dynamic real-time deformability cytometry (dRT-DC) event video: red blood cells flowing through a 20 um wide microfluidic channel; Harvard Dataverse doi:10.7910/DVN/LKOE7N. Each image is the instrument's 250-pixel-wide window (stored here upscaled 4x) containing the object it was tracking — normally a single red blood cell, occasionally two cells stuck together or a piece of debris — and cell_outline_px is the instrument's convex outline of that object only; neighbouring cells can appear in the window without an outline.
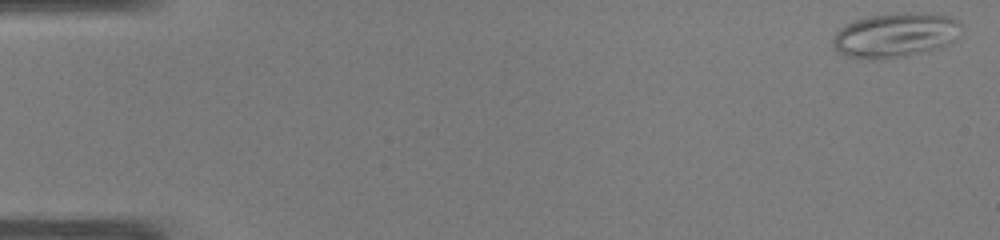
{"species": "common noctule bat (a hibernating species)", "species_latin": "Nyctalus noctula", "temperature_condition": "warm", "stored_images_in_passage": 49, "camera_frame_rate_fps": 3000, "um_per_image_px": 0.085, "animal": {"sex": "male", "body_mass_g": 19.0, "forearm_length_mm": 50.8}, "frame": {"image": 1, "passage_image": 1, "time_ms": 0.0, "image_size_px": [1000, 240], "cell_outline_px": [[960, 36], [956, 40], [940, 48], [904, 56], [884, 60], [868, 60], [848, 56], [836, 52], [832, 44], [832, 40], [836, 32], [840, 28], [856, 20], [872, 16], [904, 12], [912, 12], [952, 16], [960, 24]], "centroid_in_image_um": [76.11, 3.01], "position_along_channel_um": 8.9, "area_um2": 33.58}}
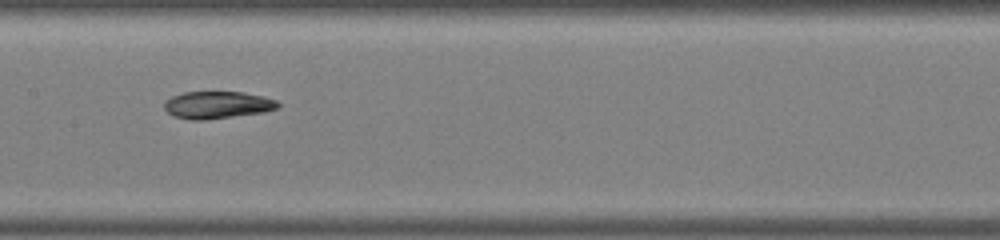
{"frame": {"image": 2, "passage_image": 25, "time_ms": 8.0, "image_size_px": [1000, 240], "cell_outline_px": [[280, 104], [276, 108], [264, 112], [204, 120], [188, 120], [172, 116], [164, 108], [164, 100], [172, 96], [184, 92], [244, 92], [264, 96], [276, 100]], "centroid_in_image_um": [18.44, 8.92], "position_along_channel_um": 189.0, "area_um2": 18.15}}
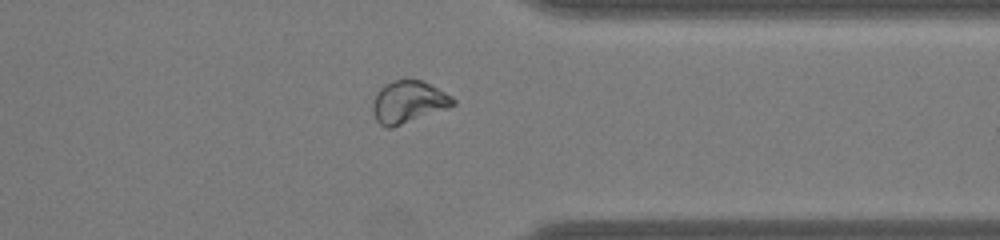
{"frame": {"image": 3, "passage_image": 39, "time_ms": 12.667, "image_size_px": [1000, 240], "cell_outline_px": [[456, 104], [448, 108], [392, 128], [384, 128], [376, 120], [372, 112], [372, 100], [376, 92], [384, 84], [392, 80], [408, 76], [424, 80], [452, 96], [456, 100]], "centroid_in_image_um": [34.69, 8.62], "position_along_channel_um": 376.7, "area_um2": 20.52}}